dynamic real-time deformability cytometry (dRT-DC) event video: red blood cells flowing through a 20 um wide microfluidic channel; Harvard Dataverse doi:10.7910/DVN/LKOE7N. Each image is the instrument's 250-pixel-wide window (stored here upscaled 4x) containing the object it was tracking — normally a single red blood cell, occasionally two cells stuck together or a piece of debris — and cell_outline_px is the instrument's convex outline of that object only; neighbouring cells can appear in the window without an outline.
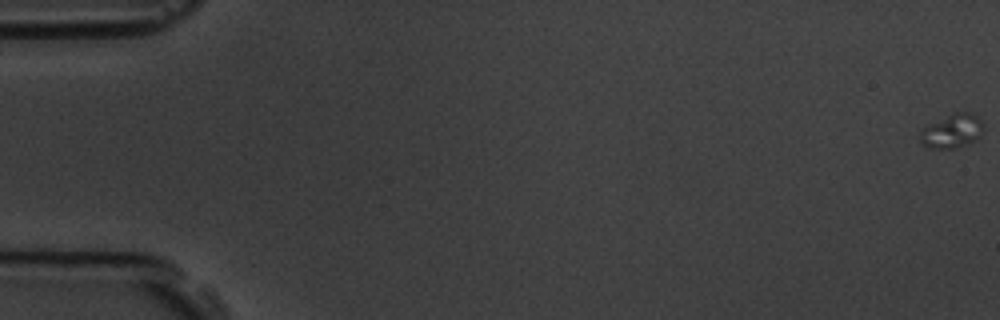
{"species": "common noctule bat (a hibernating species)", "species_latin": "Nyctalus noctula", "temperature_condition": "room temperature", "stored_images_in_passage": 5, "camera_frame_rate_fps": 3000, "um_per_image_px": 0.085, "animal": {"sex": "male", "body_mass_g": 19.5, "forearm_length_mm": 54.6}, "frame": {"image": 1, "passage_image": 1, "time_ms": 0.0, "image_size_px": [1000, 320], "cell_outline_px": [[984, 128], [980, 136], [976, 140], [968, 144], [952, 148], [928, 148], [920, 140], [920, 132], [924, 128], [956, 112], [968, 112], [976, 116], [984, 124]], "centroid_in_image_um": [80.97, 11.16], "position_along_channel_um": 4.0, "area_um2": 12.14}}
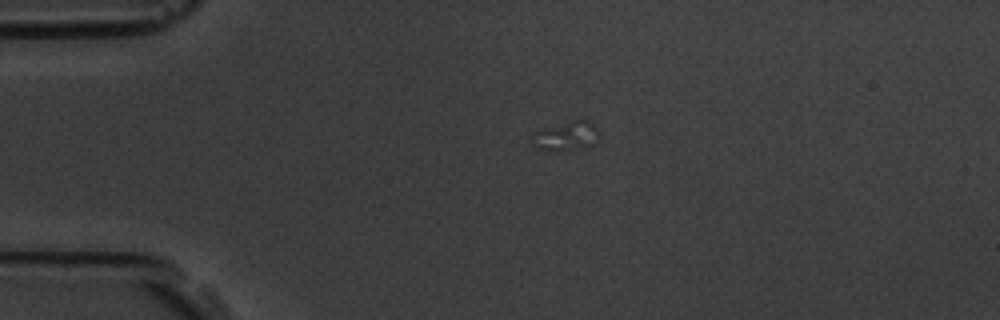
{"frame": {"image": 2, "passage_image": 4, "time_ms": 4.667, "image_size_px": [1000, 320], "cell_outline_px": [[592, 124], [588, 148], [556, 152], [548, 152], [532, 148], [532, 132], [540, 128], [572, 120], [588, 120]], "centroid_in_image_um": [47.84, 11.61], "position_along_channel_um": 37.2, "area_um2": 11.16}}